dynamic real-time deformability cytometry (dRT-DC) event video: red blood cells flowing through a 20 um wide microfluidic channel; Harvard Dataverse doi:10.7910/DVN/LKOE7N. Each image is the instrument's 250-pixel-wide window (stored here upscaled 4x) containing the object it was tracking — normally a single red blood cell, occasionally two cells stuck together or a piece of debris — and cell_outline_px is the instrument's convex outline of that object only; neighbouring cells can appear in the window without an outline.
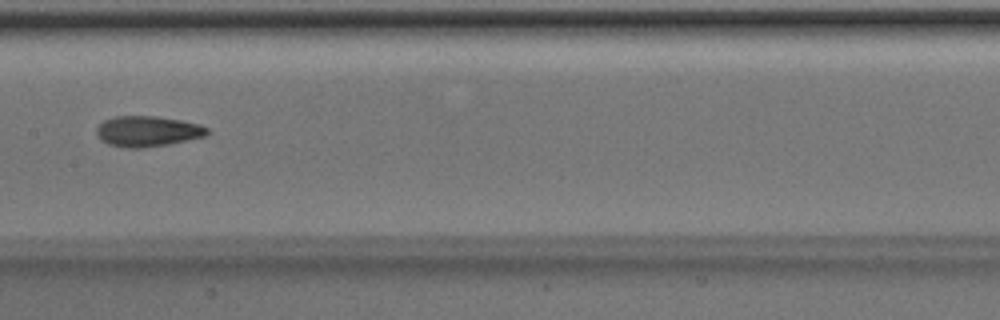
{"species": "Egyptian fruit bat (a non-hibernating species)", "species_latin": "Rousettus aegyptiacus", "temperature_condition": "room temperature", "stored_images_in_passage": 51, "camera_frame_rate_fps": 3000, "um_per_image_px": 0.085, "animal": {"sex": "male"}, "frame": {"image": 1, "passage_image": 26, "time_ms": 8.333, "image_size_px": [1000, 320], "cell_outline_px": [[208, 132], [204, 136], [168, 144], [144, 148], [128, 148], [108, 144], [100, 140], [96, 132], [96, 128], [104, 120], [116, 116], [156, 116], [180, 120], [200, 124], [208, 128]], "centroid_in_image_um": [12.51, 11.16], "position_along_channel_um": 194.9, "area_um2": 19.65}}
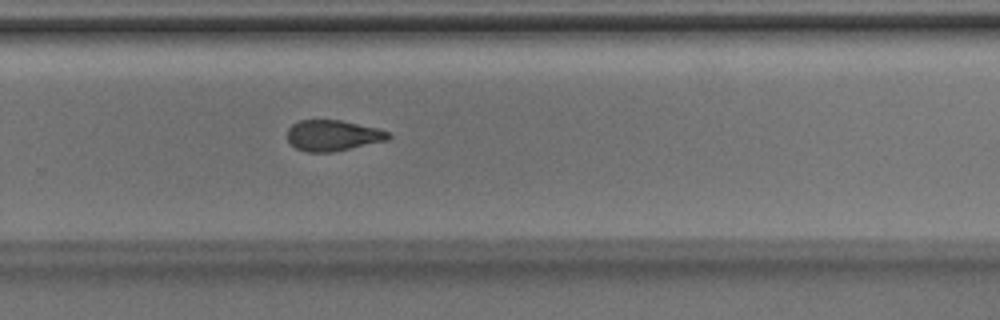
{"frame": {"image": 2, "passage_image": 34, "time_ms": 11.0, "image_size_px": [1000, 320], "cell_outline_px": [[392, 136], [388, 140], [332, 152], [308, 152], [296, 148], [288, 140], [288, 128], [292, 124], [300, 120], [340, 120], [376, 128], [388, 132]], "centroid_in_image_um": [28.28, 11.51], "position_along_channel_um": 301.5, "area_um2": 17.98}}
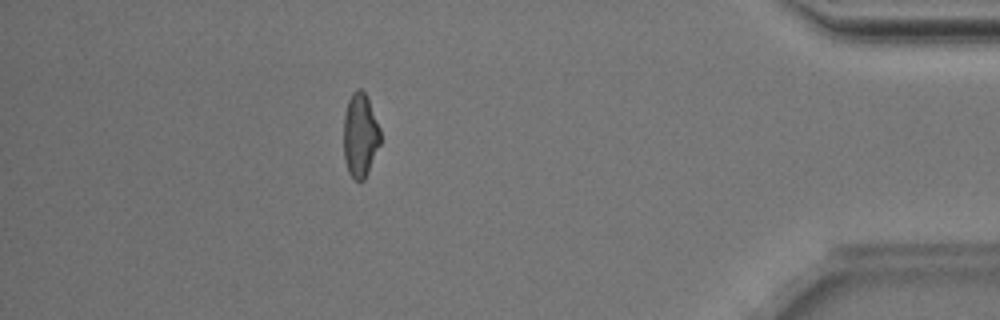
{"frame": {"image": 3, "passage_image": 45, "time_ms": 14.667, "image_size_px": [1000, 320], "cell_outline_px": [[380, 144], [368, 172], [364, 180], [360, 184], [348, 172], [344, 160], [344, 112], [348, 100], [352, 92], [356, 88], [360, 88], [364, 92], [368, 100], [380, 128]], "centroid_in_image_um": [30.6, 11.51], "position_along_channel_um": 404.6, "area_um2": 18.03}, "authors_computed_cell_mechanics": {"area_um2": 19.0162, "velocity_mm_per_s": 4.0308, "shape_relaxation_time_tau1_ms": 4.3372, "shape_relaxation_time_tau2_ms": 3.0209, "deformation_change_tau1": 0.1646, "deformation_change_tau2": 0.1124}}